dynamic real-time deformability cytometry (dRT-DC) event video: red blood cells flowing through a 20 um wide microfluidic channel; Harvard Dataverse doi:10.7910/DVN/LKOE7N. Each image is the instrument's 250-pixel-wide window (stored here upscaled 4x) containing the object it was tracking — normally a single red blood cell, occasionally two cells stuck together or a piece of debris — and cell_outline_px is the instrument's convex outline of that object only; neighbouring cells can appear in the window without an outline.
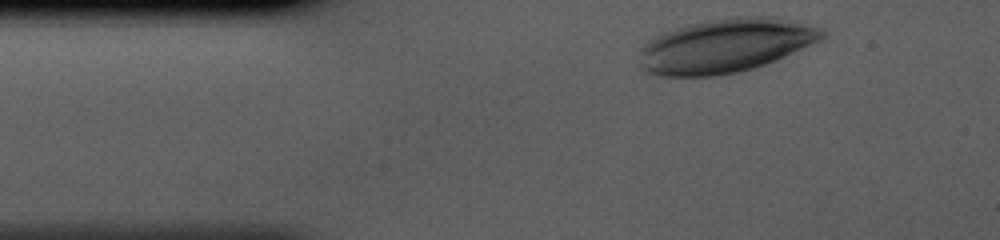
{"species": "human", "species_latin": "Homo sapiens", "temperature_condition": "cold", "stored_images_in_passage": 32, "camera_frame_rate_fps": 3000, "um_per_image_px": 0.085, "donor": {"sex": "male"}, "frame": {"image": 1, "passage_image": 1, "time_ms": 0.0, "image_size_px": [1000, 240], "cell_outline_px": [[824, 36], [776, 60], [752, 68], [736, 72], [716, 76], [660, 76], [648, 72], [644, 68], [640, 52], [640, 48], [648, 40], [664, 32], [688, 24], [708, 20], [736, 16], [764, 16], [820, 28], [824, 32]], "centroid_in_image_um": [61.57, 3.89], "position_along_channel_um": 23.4, "area_um2": 56.07}}
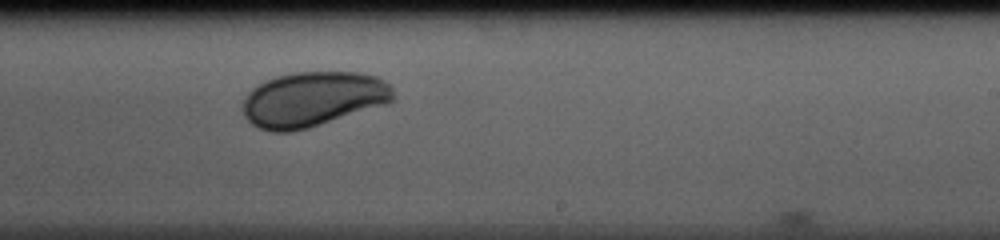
{"frame": {"image": 2, "passage_image": 21, "time_ms": 6.667, "image_size_px": [1000, 240], "cell_outline_px": [[392, 100], [388, 104], [308, 128], [292, 132], [272, 132], [260, 128], [252, 124], [244, 116], [244, 100], [248, 92], [252, 88], [264, 80], [276, 76], [292, 72], [356, 72], [376, 76], [392, 84]], "centroid_in_image_um": [26.6, 8.43], "position_along_channel_um": 262.4, "area_um2": 48.38}}
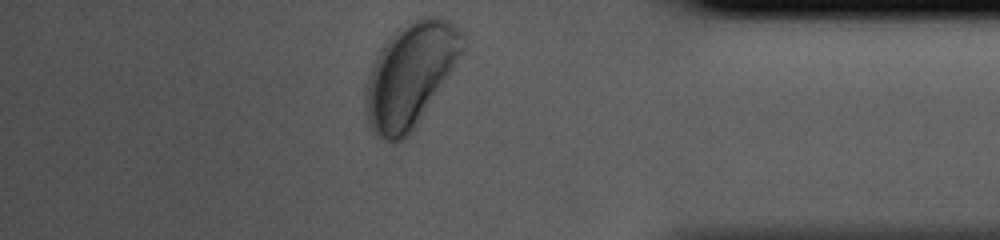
{"frame": {"image": 3, "passage_image": 32, "time_ms": 10.333, "image_size_px": [1000, 240], "cell_outline_px": [[464, 52], [412, 132], [400, 140], [384, 140], [376, 136], [368, 128], [364, 116], [364, 92], [368, 76], [372, 64], [380, 48], [392, 32], [420, 16], [440, 16], [448, 20], [460, 28], [464, 32]], "centroid_in_image_um": [34.86, 6.35], "position_along_channel_um": 400.3, "area_um2": 59.36}}